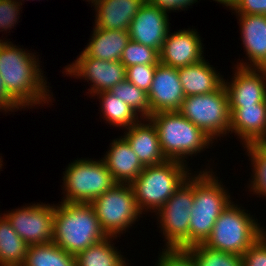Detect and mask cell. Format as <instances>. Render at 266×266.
<instances>
[{"instance_id": "cell-1", "label": "cell", "mask_w": 266, "mask_h": 266, "mask_svg": "<svg viewBox=\"0 0 266 266\" xmlns=\"http://www.w3.org/2000/svg\"><path fill=\"white\" fill-rule=\"evenodd\" d=\"M23 50L11 41L0 39V77L6 91L24 109L42 102V106L46 102L49 104L53 95L49 94L39 58Z\"/></svg>"}, {"instance_id": "cell-2", "label": "cell", "mask_w": 266, "mask_h": 266, "mask_svg": "<svg viewBox=\"0 0 266 266\" xmlns=\"http://www.w3.org/2000/svg\"><path fill=\"white\" fill-rule=\"evenodd\" d=\"M60 203L55 205L52 242L64 251L76 257L108 237L90 203Z\"/></svg>"}, {"instance_id": "cell-3", "label": "cell", "mask_w": 266, "mask_h": 266, "mask_svg": "<svg viewBox=\"0 0 266 266\" xmlns=\"http://www.w3.org/2000/svg\"><path fill=\"white\" fill-rule=\"evenodd\" d=\"M148 119L156 127L160 147L167 160L186 164L185 158L200 153L214 143L212 138L179 111L157 112Z\"/></svg>"}, {"instance_id": "cell-4", "label": "cell", "mask_w": 266, "mask_h": 266, "mask_svg": "<svg viewBox=\"0 0 266 266\" xmlns=\"http://www.w3.org/2000/svg\"><path fill=\"white\" fill-rule=\"evenodd\" d=\"M194 176V201L190 216V246L203 244L210 236L221 212L232 202L222 182L209 171H197Z\"/></svg>"}, {"instance_id": "cell-5", "label": "cell", "mask_w": 266, "mask_h": 266, "mask_svg": "<svg viewBox=\"0 0 266 266\" xmlns=\"http://www.w3.org/2000/svg\"><path fill=\"white\" fill-rule=\"evenodd\" d=\"M189 169L187 164L176 160L144 167L130 184L140 213H156L192 174Z\"/></svg>"}, {"instance_id": "cell-6", "label": "cell", "mask_w": 266, "mask_h": 266, "mask_svg": "<svg viewBox=\"0 0 266 266\" xmlns=\"http://www.w3.org/2000/svg\"><path fill=\"white\" fill-rule=\"evenodd\" d=\"M253 215L231 202L216 220L205 246L242 256L266 231Z\"/></svg>"}, {"instance_id": "cell-7", "label": "cell", "mask_w": 266, "mask_h": 266, "mask_svg": "<svg viewBox=\"0 0 266 266\" xmlns=\"http://www.w3.org/2000/svg\"><path fill=\"white\" fill-rule=\"evenodd\" d=\"M64 172L62 202L91 203L117 184L103 159H77Z\"/></svg>"}, {"instance_id": "cell-8", "label": "cell", "mask_w": 266, "mask_h": 266, "mask_svg": "<svg viewBox=\"0 0 266 266\" xmlns=\"http://www.w3.org/2000/svg\"><path fill=\"white\" fill-rule=\"evenodd\" d=\"M194 201V176L192 174L156 212L165 248L190 247L189 222Z\"/></svg>"}, {"instance_id": "cell-9", "label": "cell", "mask_w": 266, "mask_h": 266, "mask_svg": "<svg viewBox=\"0 0 266 266\" xmlns=\"http://www.w3.org/2000/svg\"><path fill=\"white\" fill-rule=\"evenodd\" d=\"M179 112L213 140L230 133L231 113L224 85L213 93L185 97Z\"/></svg>"}, {"instance_id": "cell-10", "label": "cell", "mask_w": 266, "mask_h": 266, "mask_svg": "<svg viewBox=\"0 0 266 266\" xmlns=\"http://www.w3.org/2000/svg\"><path fill=\"white\" fill-rule=\"evenodd\" d=\"M90 204L94 207L101 229L108 237L115 239L126 232L138 217H142L130 184L117 183Z\"/></svg>"}, {"instance_id": "cell-11", "label": "cell", "mask_w": 266, "mask_h": 266, "mask_svg": "<svg viewBox=\"0 0 266 266\" xmlns=\"http://www.w3.org/2000/svg\"><path fill=\"white\" fill-rule=\"evenodd\" d=\"M53 204H30L4 213L17 234L30 246L46 244L53 240Z\"/></svg>"}, {"instance_id": "cell-12", "label": "cell", "mask_w": 266, "mask_h": 266, "mask_svg": "<svg viewBox=\"0 0 266 266\" xmlns=\"http://www.w3.org/2000/svg\"><path fill=\"white\" fill-rule=\"evenodd\" d=\"M75 62L65 67L66 75L90 81L91 97L99 92L110 91L115 85L126 79V68L120 61H105L88 57L83 51Z\"/></svg>"}, {"instance_id": "cell-13", "label": "cell", "mask_w": 266, "mask_h": 266, "mask_svg": "<svg viewBox=\"0 0 266 266\" xmlns=\"http://www.w3.org/2000/svg\"><path fill=\"white\" fill-rule=\"evenodd\" d=\"M170 31L159 51L161 64L178 69L199 63L204 59L203 43L196 29L188 28V30H178L174 33Z\"/></svg>"}, {"instance_id": "cell-14", "label": "cell", "mask_w": 266, "mask_h": 266, "mask_svg": "<svg viewBox=\"0 0 266 266\" xmlns=\"http://www.w3.org/2000/svg\"><path fill=\"white\" fill-rule=\"evenodd\" d=\"M167 13L145 1L129 26L130 39L159 52L170 30Z\"/></svg>"}, {"instance_id": "cell-15", "label": "cell", "mask_w": 266, "mask_h": 266, "mask_svg": "<svg viewBox=\"0 0 266 266\" xmlns=\"http://www.w3.org/2000/svg\"><path fill=\"white\" fill-rule=\"evenodd\" d=\"M150 116L157 112L179 111L185 98L176 68L157 64L148 91Z\"/></svg>"}, {"instance_id": "cell-16", "label": "cell", "mask_w": 266, "mask_h": 266, "mask_svg": "<svg viewBox=\"0 0 266 266\" xmlns=\"http://www.w3.org/2000/svg\"><path fill=\"white\" fill-rule=\"evenodd\" d=\"M235 67L232 80L223 81L229 106H249L265 102L266 69Z\"/></svg>"}, {"instance_id": "cell-17", "label": "cell", "mask_w": 266, "mask_h": 266, "mask_svg": "<svg viewBox=\"0 0 266 266\" xmlns=\"http://www.w3.org/2000/svg\"><path fill=\"white\" fill-rule=\"evenodd\" d=\"M230 107V131L246 146L266 141V101L249 106Z\"/></svg>"}, {"instance_id": "cell-18", "label": "cell", "mask_w": 266, "mask_h": 266, "mask_svg": "<svg viewBox=\"0 0 266 266\" xmlns=\"http://www.w3.org/2000/svg\"><path fill=\"white\" fill-rule=\"evenodd\" d=\"M240 22L241 39L249 62L237 67L266 69V15H236Z\"/></svg>"}, {"instance_id": "cell-19", "label": "cell", "mask_w": 266, "mask_h": 266, "mask_svg": "<svg viewBox=\"0 0 266 266\" xmlns=\"http://www.w3.org/2000/svg\"><path fill=\"white\" fill-rule=\"evenodd\" d=\"M126 130L122 137L129 143L144 167L167 161L160 147L156 127L148 118L140 119Z\"/></svg>"}, {"instance_id": "cell-20", "label": "cell", "mask_w": 266, "mask_h": 266, "mask_svg": "<svg viewBox=\"0 0 266 266\" xmlns=\"http://www.w3.org/2000/svg\"><path fill=\"white\" fill-rule=\"evenodd\" d=\"M95 7L94 27L128 31L132 19L146 0H87Z\"/></svg>"}, {"instance_id": "cell-21", "label": "cell", "mask_w": 266, "mask_h": 266, "mask_svg": "<svg viewBox=\"0 0 266 266\" xmlns=\"http://www.w3.org/2000/svg\"><path fill=\"white\" fill-rule=\"evenodd\" d=\"M110 145L102 159L116 183L131 184L143 171L144 166L122 136L112 140Z\"/></svg>"}, {"instance_id": "cell-22", "label": "cell", "mask_w": 266, "mask_h": 266, "mask_svg": "<svg viewBox=\"0 0 266 266\" xmlns=\"http://www.w3.org/2000/svg\"><path fill=\"white\" fill-rule=\"evenodd\" d=\"M177 71L185 97L213 93L223 85L222 75L205 58L199 63L178 68Z\"/></svg>"}, {"instance_id": "cell-23", "label": "cell", "mask_w": 266, "mask_h": 266, "mask_svg": "<svg viewBox=\"0 0 266 266\" xmlns=\"http://www.w3.org/2000/svg\"><path fill=\"white\" fill-rule=\"evenodd\" d=\"M93 34L83 52L88 57L105 61H120L124 48L130 40L126 30H107L93 27Z\"/></svg>"}, {"instance_id": "cell-24", "label": "cell", "mask_w": 266, "mask_h": 266, "mask_svg": "<svg viewBox=\"0 0 266 266\" xmlns=\"http://www.w3.org/2000/svg\"><path fill=\"white\" fill-rule=\"evenodd\" d=\"M28 247L7 218L0 216V266H22Z\"/></svg>"}, {"instance_id": "cell-25", "label": "cell", "mask_w": 266, "mask_h": 266, "mask_svg": "<svg viewBox=\"0 0 266 266\" xmlns=\"http://www.w3.org/2000/svg\"><path fill=\"white\" fill-rule=\"evenodd\" d=\"M114 238L107 237L80 252L76 256V266H127L126 259L111 242Z\"/></svg>"}, {"instance_id": "cell-26", "label": "cell", "mask_w": 266, "mask_h": 266, "mask_svg": "<svg viewBox=\"0 0 266 266\" xmlns=\"http://www.w3.org/2000/svg\"><path fill=\"white\" fill-rule=\"evenodd\" d=\"M101 102V112L107 123L114 127L127 129L139 122L141 117L129 105L121 101L110 91H102L96 94ZM139 118V119H138Z\"/></svg>"}, {"instance_id": "cell-27", "label": "cell", "mask_w": 266, "mask_h": 266, "mask_svg": "<svg viewBox=\"0 0 266 266\" xmlns=\"http://www.w3.org/2000/svg\"><path fill=\"white\" fill-rule=\"evenodd\" d=\"M22 266H76V257L54 242L30 245Z\"/></svg>"}, {"instance_id": "cell-28", "label": "cell", "mask_w": 266, "mask_h": 266, "mask_svg": "<svg viewBox=\"0 0 266 266\" xmlns=\"http://www.w3.org/2000/svg\"><path fill=\"white\" fill-rule=\"evenodd\" d=\"M251 160L252 180L249 183V191L266 198V143H253L243 146ZM261 195V196H260Z\"/></svg>"}, {"instance_id": "cell-29", "label": "cell", "mask_w": 266, "mask_h": 266, "mask_svg": "<svg viewBox=\"0 0 266 266\" xmlns=\"http://www.w3.org/2000/svg\"><path fill=\"white\" fill-rule=\"evenodd\" d=\"M186 250L196 266H243L242 256L215 250L204 244L192 245Z\"/></svg>"}, {"instance_id": "cell-30", "label": "cell", "mask_w": 266, "mask_h": 266, "mask_svg": "<svg viewBox=\"0 0 266 266\" xmlns=\"http://www.w3.org/2000/svg\"><path fill=\"white\" fill-rule=\"evenodd\" d=\"M110 92L129 105L137 114L139 113L142 119L150 117L148 93L144 90L139 89L136 85L125 79L115 85Z\"/></svg>"}, {"instance_id": "cell-31", "label": "cell", "mask_w": 266, "mask_h": 266, "mask_svg": "<svg viewBox=\"0 0 266 266\" xmlns=\"http://www.w3.org/2000/svg\"><path fill=\"white\" fill-rule=\"evenodd\" d=\"M120 62L125 68L138 64L157 65L159 63V52L130 39L123 50Z\"/></svg>"}, {"instance_id": "cell-32", "label": "cell", "mask_w": 266, "mask_h": 266, "mask_svg": "<svg viewBox=\"0 0 266 266\" xmlns=\"http://www.w3.org/2000/svg\"><path fill=\"white\" fill-rule=\"evenodd\" d=\"M157 65H132L126 68V80L148 93Z\"/></svg>"}, {"instance_id": "cell-33", "label": "cell", "mask_w": 266, "mask_h": 266, "mask_svg": "<svg viewBox=\"0 0 266 266\" xmlns=\"http://www.w3.org/2000/svg\"><path fill=\"white\" fill-rule=\"evenodd\" d=\"M158 257L157 266H196L194 259L186 249L163 248Z\"/></svg>"}, {"instance_id": "cell-34", "label": "cell", "mask_w": 266, "mask_h": 266, "mask_svg": "<svg viewBox=\"0 0 266 266\" xmlns=\"http://www.w3.org/2000/svg\"><path fill=\"white\" fill-rule=\"evenodd\" d=\"M22 4L16 0H0V32L8 31L18 23ZM8 29V30H7Z\"/></svg>"}, {"instance_id": "cell-35", "label": "cell", "mask_w": 266, "mask_h": 266, "mask_svg": "<svg viewBox=\"0 0 266 266\" xmlns=\"http://www.w3.org/2000/svg\"><path fill=\"white\" fill-rule=\"evenodd\" d=\"M243 266H266V232L242 255Z\"/></svg>"}, {"instance_id": "cell-36", "label": "cell", "mask_w": 266, "mask_h": 266, "mask_svg": "<svg viewBox=\"0 0 266 266\" xmlns=\"http://www.w3.org/2000/svg\"><path fill=\"white\" fill-rule=\"evenodd\" d=\"M231 10L237 15H266V0H239Z\"/></svg>"}, {"instance_id": "cell-37", "label": "cell", "mask_w": 266, "mask_h": 266, "mask_svg": "<svg viewBox=\"0 0 266 266\" xmlns=\"http://www.w3.org/2000/svg\"><path fill=\"white\" fill-rule=\"evenodd\" d=\"M160 9L170 13V11L185 10L188 6L198 2V0H146Z\"/></svg>"}, {"instance_id": "cell-38", "label": "cell", "mask_w": 266, "mask_h": 266, "mask_svg": "<svg viewBox=\"0 0 266 266\" xmlns=\"http://www.w3.org/2000/svg\"><path fill=\"white\" fill-rule=\"evenodd\" d=\"M0 111L14 112L15 109H22L7 93L4 83L0 77Z\"/></svg>"}, {"instance_id": "cell-39", "label": "cell", "mask_w": 266, "mask_h": 266, "mask_svg": "<svg viewBox=\"0 0 266 266\" xmlns=\"http://www.w3.org/2000/svg\"><path fill=\"white\" fill-rule=\"evenodd\" d=\"M213 1L219 2L220 4L225 5V7L231 10L239 0H213Z\"/></svg>"}, {"instance_id": "cell-40", "label": "cell", "mask_w": 266, "mask_h": 266, "mask_svg": "<svg viewBox=\"0 0 266 266\" xmlns=\"http://www.w3.org/2000/svg\"><path fill=\"white\" fill-rule=\"evenodd\" d=\"M3 162H2V160H1V158H0V169L2 168V166H3V164H2Z\"/></svg>"}]
</instances>
